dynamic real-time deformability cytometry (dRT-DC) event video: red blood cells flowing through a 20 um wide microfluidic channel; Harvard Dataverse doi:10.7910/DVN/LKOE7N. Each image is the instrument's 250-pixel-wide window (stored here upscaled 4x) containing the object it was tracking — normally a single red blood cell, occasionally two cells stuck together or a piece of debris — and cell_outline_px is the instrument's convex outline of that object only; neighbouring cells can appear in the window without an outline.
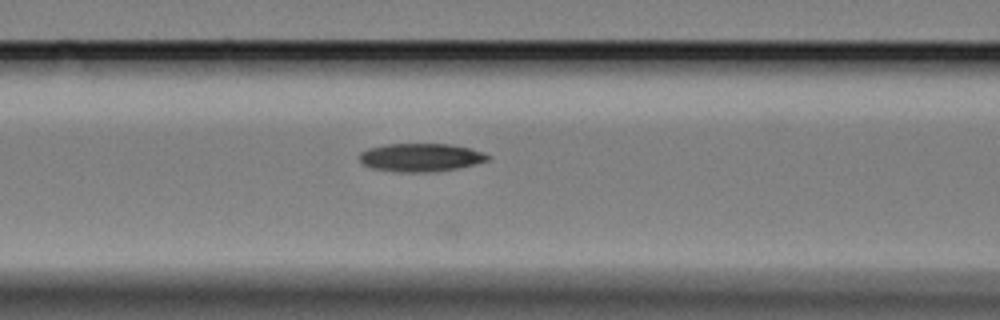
{"species": "Egyptian fruit bat (a non-hibernating species)", "species_latin": "Rousettus aegyptiacus", "temperature_condition": "cold", "stored_images_in_passage": 24, "camera_frame_rate_fps": 3000, "um_per_image_px": 0.085, "animal": {"sex": "female"}, "frame": {"image": 1, "passage_image": 6, "time_ms": 1.667, "image_size_px": [1000, 320], "cell_outline_px": [[492, 156], [488, 160], [456, 168], [424, 172], [404, 172], [372, 168], [364, 164], [360, 160], [360, 152], [368, 148], [384, 144], [448, 144], [468, 148], [484, 152]], "centroid_in_image_um": [35.74, 13.37], "position_along_channel_um": 130.9, "area_um2": 20.75}}
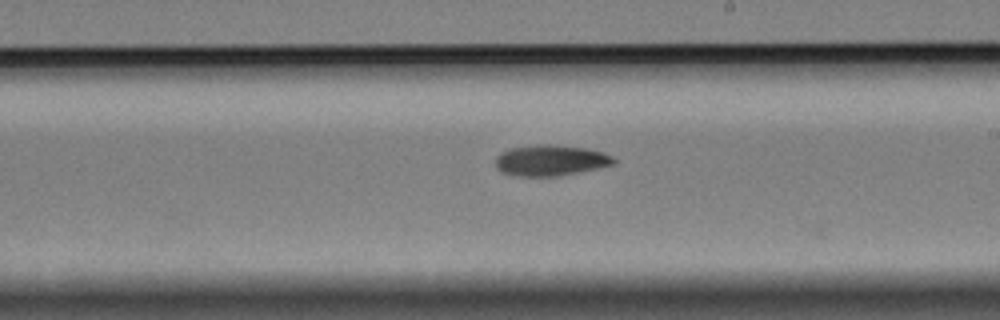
{"frame": {"image": 2, "passage_image": 16, "time_ms": 5.0, "image_size_px": [1000, 320], "cell_outline_px": [[616, 164], [596, 168], [552, 176], [524, 176], [504, 172], [496, 168], [496, 156], [512, 148], [536, 144], [548, 144], [584, 148], [600, 152], [612, 156], [616, 160]], "centroid_in_image_um": [46.8, 13.62], "position_along_channel_um": 242.2, "area_um2": 20.63}}
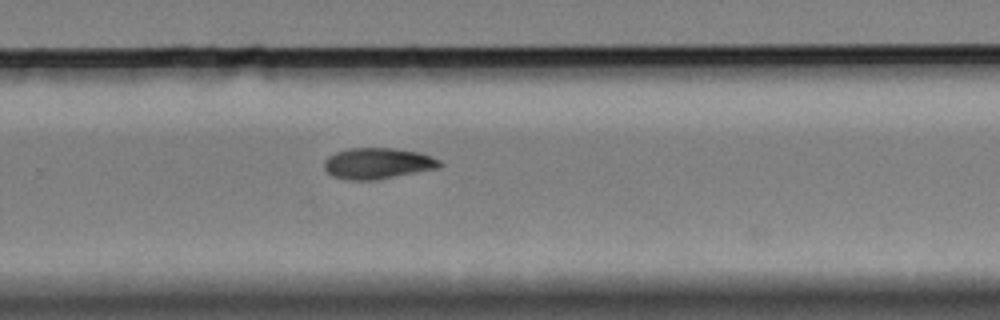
{"frame": {"image": 3, "passage_image": 21, "time_ms": 6.667, "image_size_px": [1000, 320], "cell_outline_px": [[444, 164], [440, 168], [372, 180], [348, 180], [332, 176], [324, 168], [324, 160], [328, 156], [336, 152], [352, 148], [392, 148], [420, 152], [432, 156], [440, 160]], "centroid_in_image_um": [32.13, 13.88], "position_along_channel_um": 297.7, "area_um2": 20.92}}